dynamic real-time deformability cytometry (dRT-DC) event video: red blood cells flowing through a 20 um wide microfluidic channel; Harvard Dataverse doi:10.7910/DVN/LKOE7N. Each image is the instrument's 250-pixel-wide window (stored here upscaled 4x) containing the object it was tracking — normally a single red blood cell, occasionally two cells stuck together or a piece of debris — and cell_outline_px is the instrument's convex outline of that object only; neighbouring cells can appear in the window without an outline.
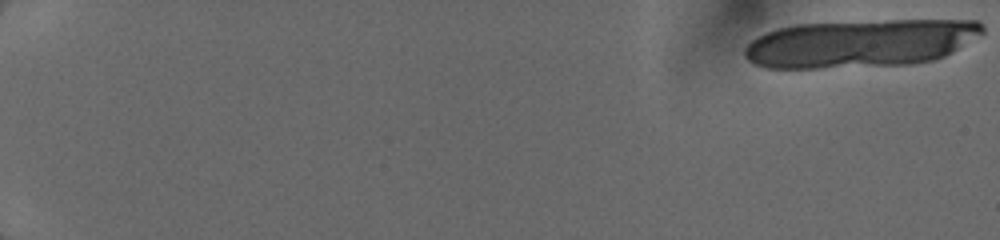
{"species": "human", "species_latin": "Homo sapiens", "temperature_condition": "cold", "stored_images_in_passage": 11, "camera_frame_rate_fps": 3000, "um_per_image_px": 0.085, "donor": {"sex": "female"}, "frame": {"image": 1, "passage_image": 1, "time_ms": 0.0, "image_size_px": [1000, 240], "cell_outline_px": [[984, 32], [952, 52], [944, 56], [932, 60], [912, 64], [820, 68], [764, 68], [748, 60], [744, 56], [744, 48], [752, 40], [776, 28], [796, 24], [892, 20], [976, 20], [984, 28]], "centroid_in_image_um": [73.11, 3.68], "position_along_channel_um": 11.9, "area_um2": 66.3}}
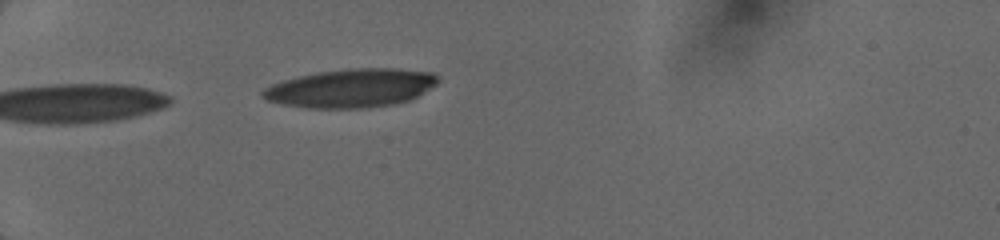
{"frame": {"image": 2, "passage_image": 11, "time_ms": 6.0, "image_size_px": [1000, 240], "cell_outline_px": [[440, 80], [436, 84], [412, 100], [392, 104], [368, 108], [304, 108], [284, 104], [268, 100], [260, 96], [260, 92], [264, 88], [272, 84], [284, 80], [316, 72], [352, 68], [400, 68], [432, 72], [440, 76]], "centroid_in_image_um": [29.88, 7.49], "position_along_channel_um": 55.1, "area_um2": 39.65}}